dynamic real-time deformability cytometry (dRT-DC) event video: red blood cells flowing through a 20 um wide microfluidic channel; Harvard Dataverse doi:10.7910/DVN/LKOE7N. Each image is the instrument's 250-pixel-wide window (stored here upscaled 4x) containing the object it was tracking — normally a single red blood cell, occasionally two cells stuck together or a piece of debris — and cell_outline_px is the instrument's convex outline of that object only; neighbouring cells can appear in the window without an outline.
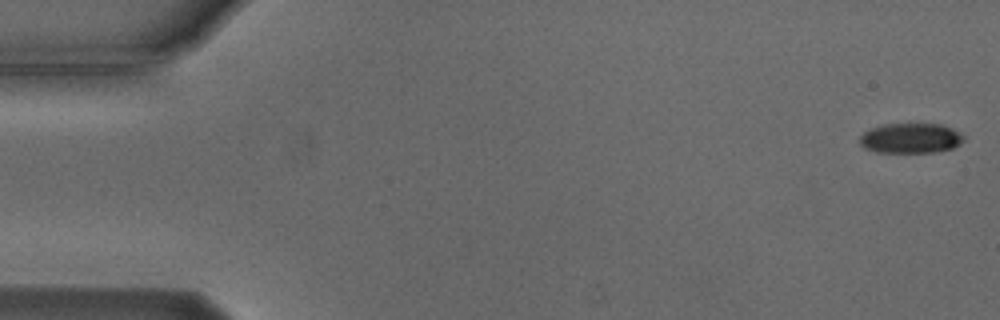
{"species": "Egyptian fruit bat (a non-hibernating species)", "species_latin": "Rousettus aegyptiacus", "temperature_condition": "cold", "stored_images_in_passage": 5, "camera_frame_rate_fps": 3000, "um_per_image_px": 0.085, "animal": {"sex": "male"}, "frame": {"image": 1, "passage_image": 1, "time_ms": 0.0, "image_size_px": [1000, 320], "cell_outline_px": [[964, 140], [960, 144], [952, 148], [932, 152], [876, 152], [864, 148], [860, 144], [860, 136], [864, 132], [872, 128], [884, 124], [940, 124], [952, 128], [964, 136]], "centroid_in_image_um": [77.4, 11.75], "position_along_channel_um": 7.6, "area_um2": 18.09}}
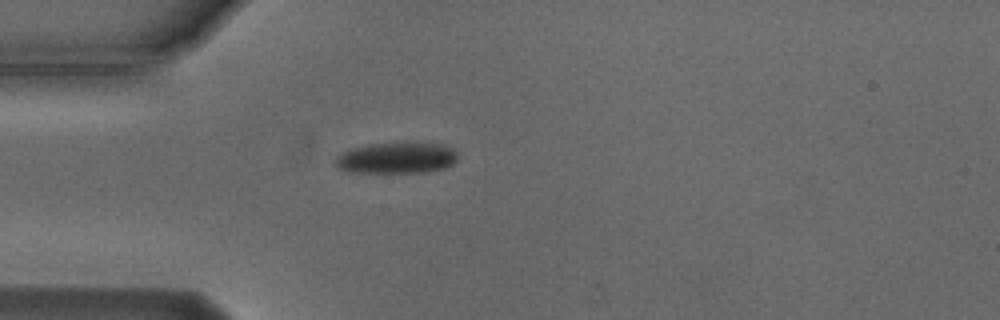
{"frame": {"image": 2, "passage_image": 5, "time_ms": 4.667, "image_size_px": [1000, 320], "cell_outline_px": [[456, 160], [452, 164], [444, 168], [424, 172], [352, 172], [340, 168], [336, 164], [336, 156], [340, 152], [348, 148], [368, 144], [396, 140], [416, 140], [444, 144], [452, 148], [456, 152]], "centroid_in_image_um": [33.72, 13.35], "position_along_channel_um": 51.3, "area_um2": 23.18}}